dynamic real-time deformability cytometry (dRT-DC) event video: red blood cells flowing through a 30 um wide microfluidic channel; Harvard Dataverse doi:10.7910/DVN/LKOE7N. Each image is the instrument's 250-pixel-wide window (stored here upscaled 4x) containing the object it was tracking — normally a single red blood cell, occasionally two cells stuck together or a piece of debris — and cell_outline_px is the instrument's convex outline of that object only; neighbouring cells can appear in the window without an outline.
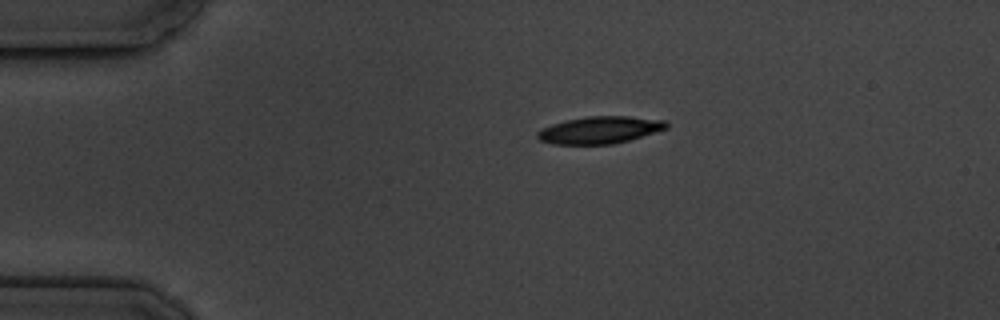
{"species": "common noctule bat (a hibernating species)", "species_latin": "Nyctalus noctula", "temperature_condition": "cold", "stored_images_in_passage": 2, "camera_frame_rate_fps": 3000, "um_per_image_px": 0.085, "animal": {"sex": "male", "body_mass_g": 19.5, "forearm_length_mm": 54.6}, "frame": {"image": 1, "passage_image": 1, "time_ms": 0.0, "image_size_px": [1000, 320], "cell_outline_px": [[668, 128], [628, 140], [612, 144], [552, 144], [540, 140], [536, 136], [536, 132], [540, 128], [564, 120], [588, 116], [628, 116], [664, 120], [668, 124]], "centroid_in_image_um": [50.93, 11.04], "position_along_channel_um": 34.1, "area_um2": 20.4}}